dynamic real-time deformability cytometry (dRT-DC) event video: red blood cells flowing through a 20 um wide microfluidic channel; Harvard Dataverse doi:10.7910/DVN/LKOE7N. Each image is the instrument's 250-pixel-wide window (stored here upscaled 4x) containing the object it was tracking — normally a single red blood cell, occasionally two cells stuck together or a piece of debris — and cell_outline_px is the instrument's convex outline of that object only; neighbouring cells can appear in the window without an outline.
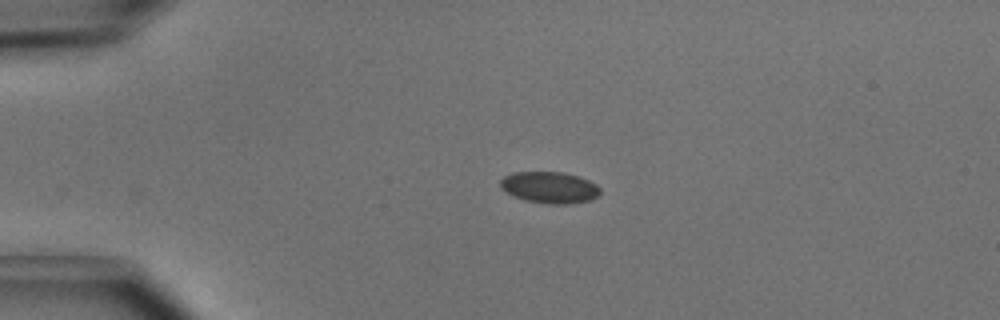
{"species": "common noctule bat (a hibernating species)", "species_latin": "Nyctalus noctula", "temperature_condition": "cold", "stored_images_in_passage": 2, "camera_frame_rate_fps": 3000, "um_per_image_px": 0.085, "animal": {"sex": "male", "body_mass_g": 15.6}, "frame": {"image": 1, "passage_image": 1, "time_ms": 0.0, "image_size_px": [1000, 320], "cell_outline_px": [[600, 192], [596, 196], [588, 200], [568, 204], [548, 204], [528, 200], [512, 196], [500, 188], [500, 180], [504, 176], [512, 172], [564, 172], [588, 180], [596, 184], [600, 188]], "centroid_in_image_um": [46.67, 15.92], "position_along_channel_um": 38.3, "area_um2": 18.21}}